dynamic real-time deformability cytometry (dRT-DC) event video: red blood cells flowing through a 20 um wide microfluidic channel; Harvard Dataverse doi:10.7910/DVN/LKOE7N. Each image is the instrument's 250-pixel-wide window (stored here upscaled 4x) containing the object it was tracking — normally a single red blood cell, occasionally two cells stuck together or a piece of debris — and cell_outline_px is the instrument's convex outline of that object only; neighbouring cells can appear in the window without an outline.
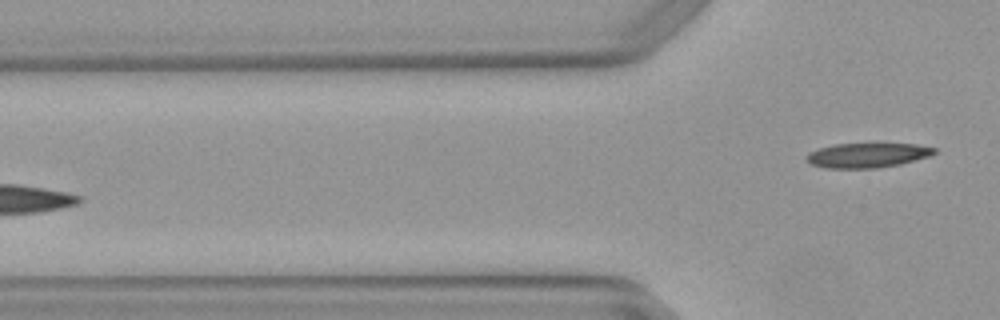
{"species": "Egyptian fruit bat (a non-hibernating species)", "species_latin": "Rousettus aegyptiacus", "temperature_condition": "warm", "stored_images_in_passage": 5, "camera_frame_rate_fps": 3000, "um_per_image_px": 0.085, "animal": {"sex": "female"}, "frame": {"image": 1, "passage_image": 5, "time_ms": 1.333, "image_size_px": [1000, 320], "cell_outline_px": [[936, 152], [932, 156], [900, 164], [876, 168], [824, 168], [808, 164], [804, 156], [808, 152], [820, 148], [836, 144], [916, 144], [936, 148]], "centroid_in_image_um": [73.7, 13.21], "position_along_channel_um": 52.1, "area_um2": 18.5}}